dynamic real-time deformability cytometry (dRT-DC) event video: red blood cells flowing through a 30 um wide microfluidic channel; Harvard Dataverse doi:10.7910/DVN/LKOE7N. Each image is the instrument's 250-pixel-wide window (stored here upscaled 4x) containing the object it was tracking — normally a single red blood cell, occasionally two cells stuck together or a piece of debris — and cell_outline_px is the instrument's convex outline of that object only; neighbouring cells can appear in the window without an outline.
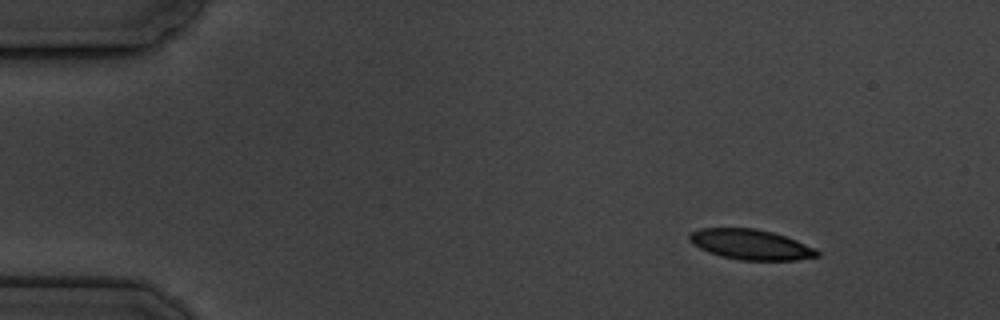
{"species": "common noctule bat (a hibernating species)", "species_latin": "Nyctalus noctula", "temperature_condition": "cold", "stored_images_in_passage": 4, "camera_frame_rate_fps": 3000, "um_per_image_px": 0.085, "animal": {"sex": "male", "body_mass_g": 19.5, "forearm_length_mm": 54.6}, "frame": {"image": 1, "passage_image": 1, "time_ms": 0.0, "image_size_px": [1000, 320], "cell_outline_px": [[820, 256], [796, 260], [740, 260], [720, 256], [708, 252], [692, 244], [688, 240], [688, 236], [692, 232], [700, 228], [756, 228], [772, 232], [796, 240], [816, 248], [820, 252]], "centroid_in_image_um": [63.81, 20.78], "position_along_channel_um": 21.2, "area_um2": 22.6}}
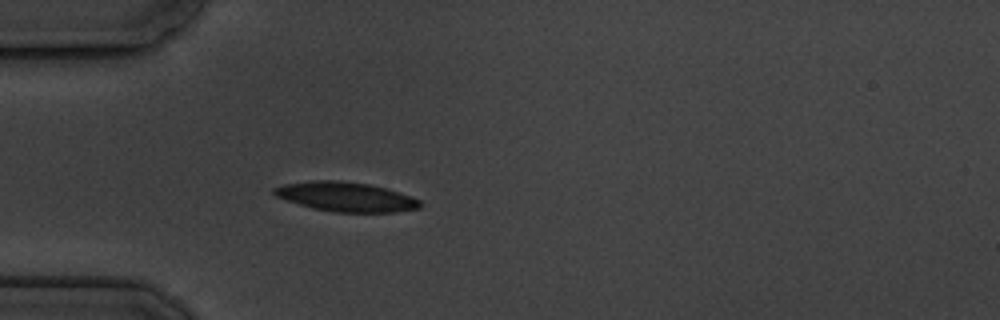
{"frame": {"image": 2, "passage_image": 4, "time_ms": 3.333, "image_size_px": [1000, 320], "cell_outline_px": [[424, 204], [420, 208], [396, 212], [336, 212], [312, 208], [276, 196], [272, 192], [272, 188], [284, 184], [312, 180], [340, 180], [368, 184], [384, 188], [420, 200]], "centroid_in_image_um": [29.39, 16.72], "position_along_channel_um": 55.6, "area_um2": 24.85}}